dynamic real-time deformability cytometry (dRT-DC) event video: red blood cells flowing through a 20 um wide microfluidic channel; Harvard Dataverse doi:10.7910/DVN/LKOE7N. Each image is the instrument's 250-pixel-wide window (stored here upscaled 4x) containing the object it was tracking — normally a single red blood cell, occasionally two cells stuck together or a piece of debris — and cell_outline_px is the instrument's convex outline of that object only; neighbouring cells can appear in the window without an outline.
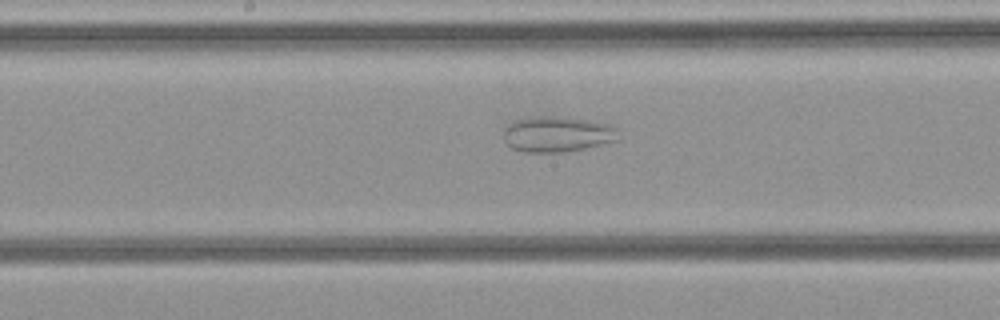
{"species": "common noctule bat (a hibernating species)", "species_latin": "Nyctalus noctula", "temperature_condition": "cold", "stored_images_in_passage": 24, "camera_frame_rate_fps": 3000, "um_per_image_px": 0.085, "animal": {"sex": "female", "body_mass_g": 21.9}, "frame": {"image": 1, "passage_image": 11, "time_ms": 3.333, "image_size_px": [1000, 320], "cell_outline_px": [[616, 140], [568, 152], [524, 152], [512, 148], [504, 140], [504, 128], [512, 120], [532, 116], [548, 116], [584, 120], [608, 124], [616, 128]], "centroid_in_image_um": [47.27, 11.41], "position_along_channel_um": 200.9, "area_um2": 23.52}}
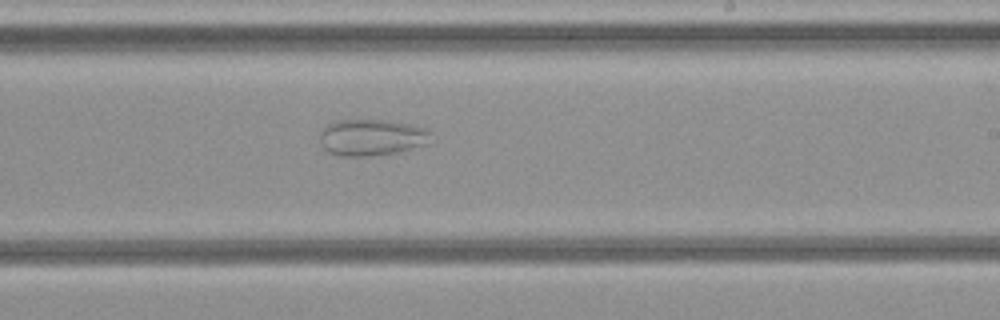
{"frame": {"image": 2, "passage_image": 14, "time_ms": 4.333, "image_size_px": [1000, 320], "cell_outline_px": [[432, 132], [428, 144], [400, 152], [372, 156], [340, 156], [328, 152], [320, 144], [320, 132], [324, 124], [336, 120], [384, 120], [412, 124], [428, 128]], "centroid_in_image_um": [31.59, 11.67], "position_along_channel_um": 257.4, "area_um2": 24.16}}